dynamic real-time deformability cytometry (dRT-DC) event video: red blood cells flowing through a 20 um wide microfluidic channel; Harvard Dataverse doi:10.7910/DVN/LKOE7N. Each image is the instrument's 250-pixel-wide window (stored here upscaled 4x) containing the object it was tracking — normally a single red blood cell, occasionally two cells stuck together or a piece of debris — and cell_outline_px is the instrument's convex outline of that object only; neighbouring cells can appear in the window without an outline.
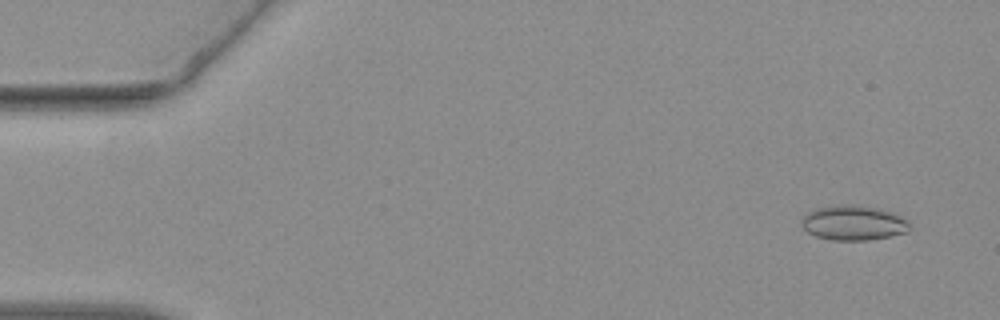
{"species": "common noctule bat (a hibernating species)", "species_latin": "Nyctalus noctula", "temperature_condition": "warm", "stored_images_in_passage": 52, "camera_frame_rate_fps": 3000, "um_per_image_px": 0.085, "animal": {"sex": "female", "body_mass_g": 19.3, "forearm_length_mm": 54.1}, "frame": {"image": 1, "passage_image": 1, "time_ms": 0.0, "image_size_px": [1000, 320], "cell_outline_px": [[912, 228], [908, 232], [868, 240], [832, 240], [816, 236], [808, 232], [804, 228], [800, 220], [808, 212], [816, 208], [880, 208], [892, 212], [908, 220]], "centroid_in_image_um": [72.6, 19.0], "position_along_channel_um": 12.4, "area_um2": 20.98}}
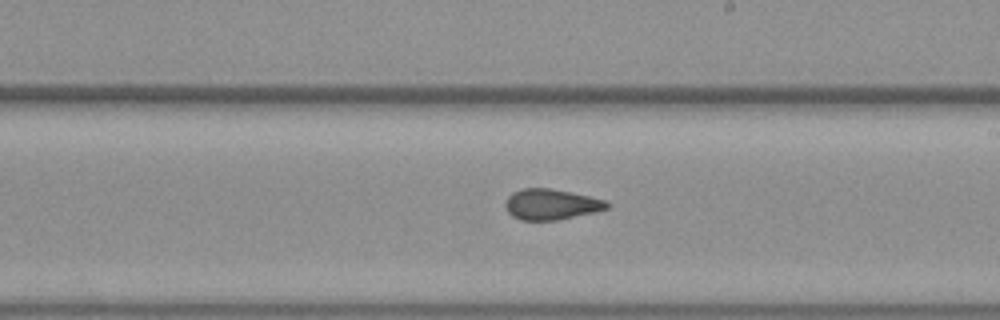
{"frame": {"image": 2, "passage_image": 29, "time_ms": 9.333, "image_size_px": [1000, 320], "cell_outline_px": [[608, 208], [596, 212], [556, 220], [520, 220], [512, 216], [504, 208], [504, 204], [508, 196], [512, 192], [524, 188], [548, 188], [588, 196], [604, 200], [608, 204]], "centroid_in_image_um": [46.79, 17.38], "position_along_channel_um": 242.2, "area_um2": 18.03}}
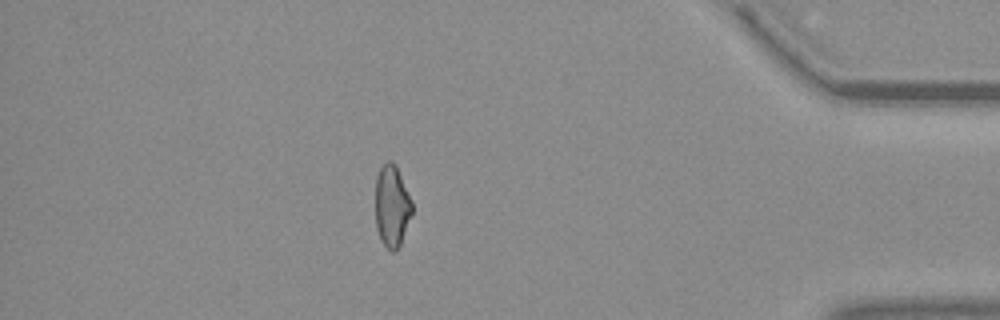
{"frame": {"image": 3, "passage_image": 45, "time_ms": 14.667, "image_size_px": [1000, 320], "cell_outline_px": [[412, 212], [400, 244], [396, 252], [392, 252], [380, 240], [376, 228], [376, 176], [380, 168], [388, 160], [392, 160], [396, 164], [412, 200]], "centroid_in_image_um": [33.31, 17.49], "position_along_channel_um": 401.9, "area_um2": 17.51}, "authors_computed_cell_mechanics": {"area_um2": 18.6983, "velocity_mm_per_s": 3.8041, "shape_relaxation_time_tau1_ms": null, "shape_relaxation_time_tau2_ms": 1.7829, "deformation_change_tau1": null, "deformation_change_tau2": 0.067}}